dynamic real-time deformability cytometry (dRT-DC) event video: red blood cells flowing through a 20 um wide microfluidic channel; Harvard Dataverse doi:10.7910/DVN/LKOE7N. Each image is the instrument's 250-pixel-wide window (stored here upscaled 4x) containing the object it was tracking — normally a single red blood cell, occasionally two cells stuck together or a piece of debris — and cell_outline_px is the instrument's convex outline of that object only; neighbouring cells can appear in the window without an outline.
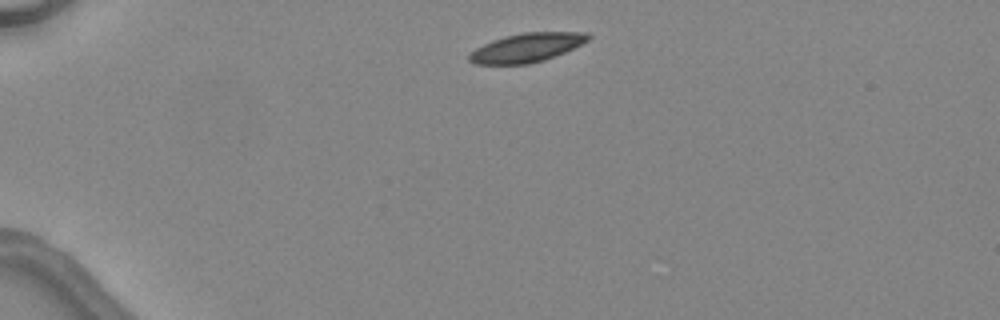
{"species": "common noctule bat (a hibernating species)", "species_latin": "Nyctalus noctula", "temperature_condition": "warm", "stored_images_in_passage": 2, "camera_frame_rate_fps": 3000, "um_per_image_px": 0.085, "animal": {"sex": "female", "body_mass_g": 24.6, "forearm_length_mm": 56.2}, "frame": {"image": 1, "passage_image": 1, "time_ms": 0.0, "image_size_px": [1000, 320], "cell_outline_px": [[592, 36], [588, 40], [564, 52], [544, 60], [528, 64], [472, 64], [468, 60], [468, 56], [476, 48], [492, 40], [504, 36], [524, 32], [584, 32]], "centroid_in_image_um": [44.74, 4.05], "position_along_channel_um": 40.3, "area_um2": 19.88}}